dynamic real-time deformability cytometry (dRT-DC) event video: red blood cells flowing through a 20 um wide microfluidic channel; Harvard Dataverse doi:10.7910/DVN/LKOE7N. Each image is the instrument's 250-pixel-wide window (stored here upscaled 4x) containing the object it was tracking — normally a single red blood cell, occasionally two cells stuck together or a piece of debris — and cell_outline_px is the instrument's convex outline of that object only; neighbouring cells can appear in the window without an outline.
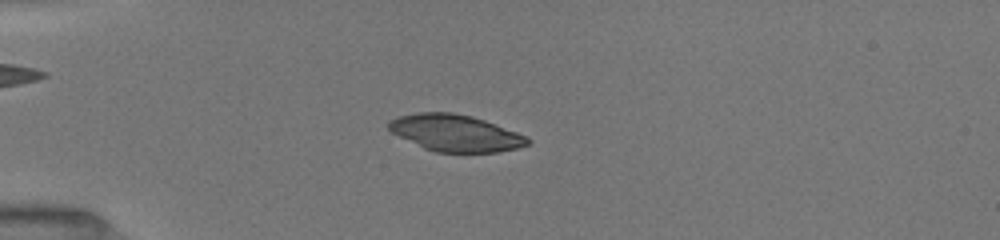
{"species": "common noctule bat (a hibernating species)", "species_latin": "Nyctalus noctula", "temperature_condition": "room temperature", "stored_images_in_passage": 44, "camera_frame_rate_fps": 3000, "um_per_image_px": 0.085, "animal": {"sex": "female", "body_mass_g": 19.5, "forearm_length_mm": 54.1}, "frame": {"image": 1, "passage_image": 7, "time_ms": 2.0, "image_size_px": [1000, 240], "cell_outline_px": [[532, 140], [528, 144], [516, 148], [500, 152], [436, 152], [424, 148], [392, 132], [388, 128], [388, 120], [400, 116], [420, 112], [452, 112], [472, 116], [484, 120], [516, 132]], "centroid_in_image_um": [38.7, 11.3], "position_along_channel_um": 46.3, "area_um2": 29.36}}
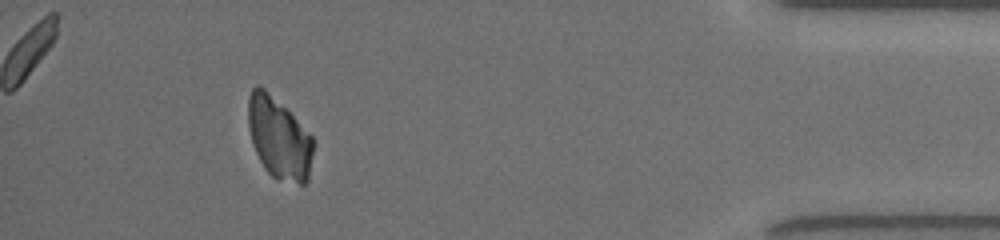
{"frame": {"image": 2, "passage_image": 40, "time_ms": 13.0, "image_size_px": [1000, 240], "cell_outline_px": [[312, 152], [308, 180], [304, 184], [300, 184], [276, 180], [264, 168], [252, 144], [248, 124], [248, 96], [252, 88], [256, 84], [260, 84], [312, 136]], "centroid_in_image_um": [23.68, 11.76], "position_along_channel_um": 411.5, "area_um2": 30.52}}